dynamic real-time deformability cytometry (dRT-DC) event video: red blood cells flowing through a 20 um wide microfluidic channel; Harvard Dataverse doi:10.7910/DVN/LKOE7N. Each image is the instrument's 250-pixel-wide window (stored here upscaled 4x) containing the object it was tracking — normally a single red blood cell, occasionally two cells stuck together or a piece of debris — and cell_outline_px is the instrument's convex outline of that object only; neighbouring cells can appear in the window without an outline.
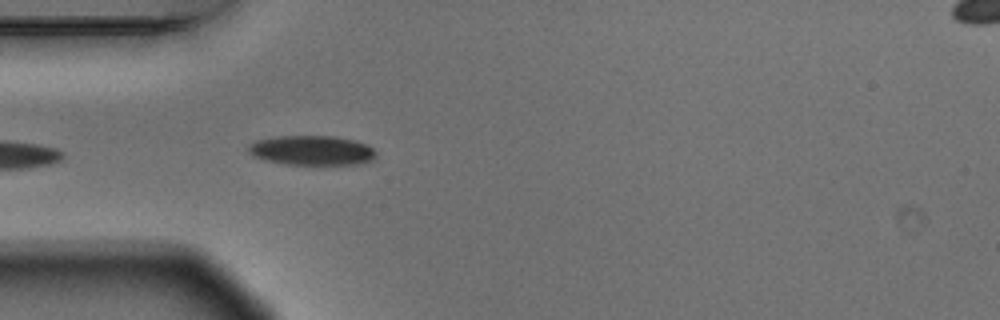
{"species": "Egyptian fruit bat (a non-hibernating species)", "species_latin": "Rousettus aegyptiacus", "temperature_condition": "warm", "stored_images_in_passage": 4, "camera_frame_rate_fps": 3000, "um_per_image_px": 0.085, "animal": {"sex": "male"}, "frame": {"image": 1, "passage_image": 4, "time_ms": 1.0, "image_size_px": [1000, 320], "cell_outline_px": [[376, 156], [372, 160], [356, 164], [284, 164], [264, 160], [252, 156], [248, 152], [248, 144], [256, 140], [280, 136], [336, 136], [356, 140], [368, 144], [376, 152]], "centroid_in_image_um": [26.49, 12.77], "position_along_channel_um": 58.5, "area_um2": 22.2}}